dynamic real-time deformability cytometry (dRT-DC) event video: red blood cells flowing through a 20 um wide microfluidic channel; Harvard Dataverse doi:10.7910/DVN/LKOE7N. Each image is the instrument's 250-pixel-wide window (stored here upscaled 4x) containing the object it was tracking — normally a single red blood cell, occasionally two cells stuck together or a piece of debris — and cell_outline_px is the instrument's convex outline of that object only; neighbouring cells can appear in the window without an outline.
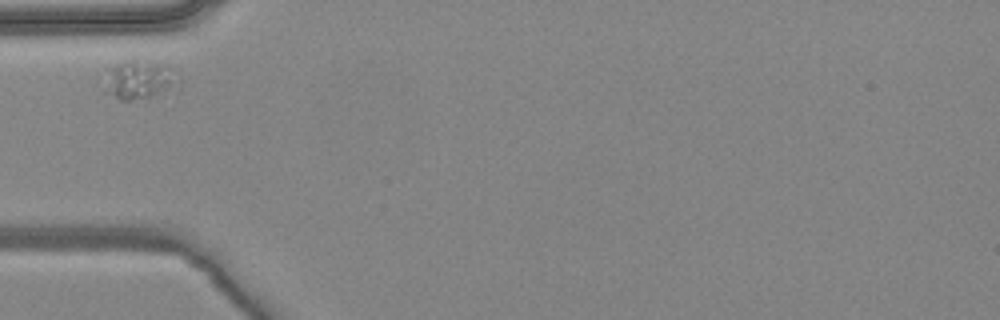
{"species": "common noctule bat (a hibernating species)", "species_latin": "Nyctalus noctula", "temperature_condition": "warm", "stored_images_in_passage": 5, "camera_frame_rate_fps": 3000, "um_per_image_px": 0.085, "animal": {"sex": "female", "body_mass_g": 24.6, "forearm_length_mm": 56.2}, "frame": {"image": 1, "passage_image": 1, "time_ms": 0.0, "image_size_px": [1000, 320], "cell_outline_px": [[172, 80], [168, 84], [144, 96], [132, 100], [120, 100], [108, 92], [108, 68], [124, 60], [136, 60], [168, 64], [172, 68]], "centroid_in_image_um": [11.67, 6.68], "position_along_channel_um": 73.3, "area_um2": 14.62}}
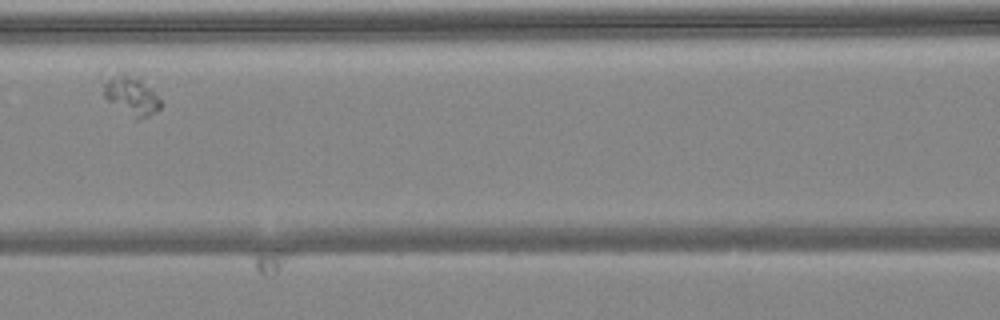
{"frame": {"image": 2, "passage_image": 3, "time_ms": 0.667, "image_size_px": [1000, 320], "cell_outline_px": [[164, 104], [156, 112], [148, 116], [136, 120], [108, 100], [104, 96], [100, 72], [104, 68], [132, 68], [140, 76]], "centroid_in_image_um": [11.01, 7.86], "position_along_channel_um": 155.6, "area_um2": 15.03}}
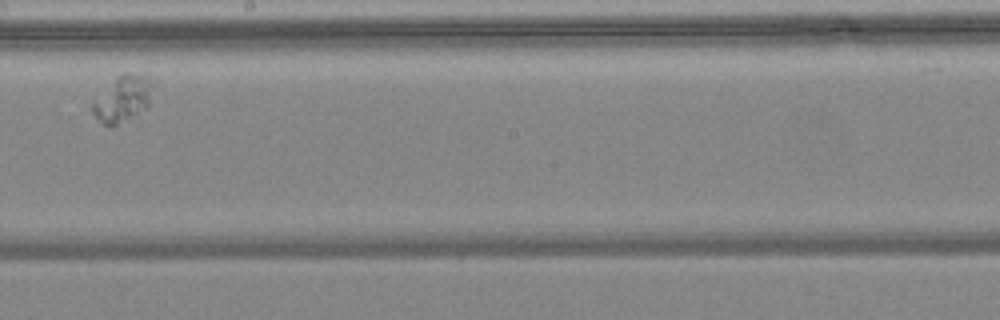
{"frame": {"image": 3, "passage_image": 5, "time_ms": 1.333, "image_size_px": [1000, 320], "cell_outline_px": [[156, 84], [148, 104], [144, 108], [116, 124], [104, 124], [92, 112], [92, 100], [116, 76], [124, 72], [148, 72]], "centroid_in_image_um": [10.49, 8.25], "position_along_channel_um": 237.7, "area_um2": 16.42}}